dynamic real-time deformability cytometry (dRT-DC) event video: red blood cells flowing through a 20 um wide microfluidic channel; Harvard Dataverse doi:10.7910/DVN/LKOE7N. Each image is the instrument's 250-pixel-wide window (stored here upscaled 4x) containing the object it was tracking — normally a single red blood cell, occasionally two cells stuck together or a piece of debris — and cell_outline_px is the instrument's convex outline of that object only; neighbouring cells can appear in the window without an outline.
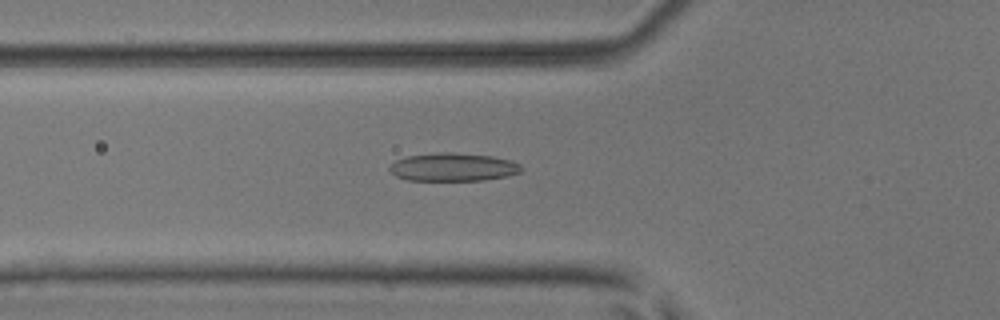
{"species": "common noctule bat (a hibernating species)", "species_latin": "Nyctalus noctula", "temperature_condition": "room temperature", "stored_images_in_passage": 48, "camera_frame_rate_fps": 3000, "um_per_image_px": 0.085, "animal": {"sex": "male", "body_mass_g": 17.9, "forearm_length_mm": 54.2}, "frame": {"image": 1, "passage_image": 16, "time_ms": 5.0, "image_size_px": [1000, 320], "cell_outline_px": [[524, 168], [520, 172], [508, 176], [484, 180], [408, 180], [396, 176], [388, 168], [396, 160], [408, 156], [440, 152], [452, 152], [492, 156], [512, 160], [520, 164]], "centroid_in_image_um": [38.56, 14.2], "position_along_channel_um": 87.2, "area_um2": 21.62}}
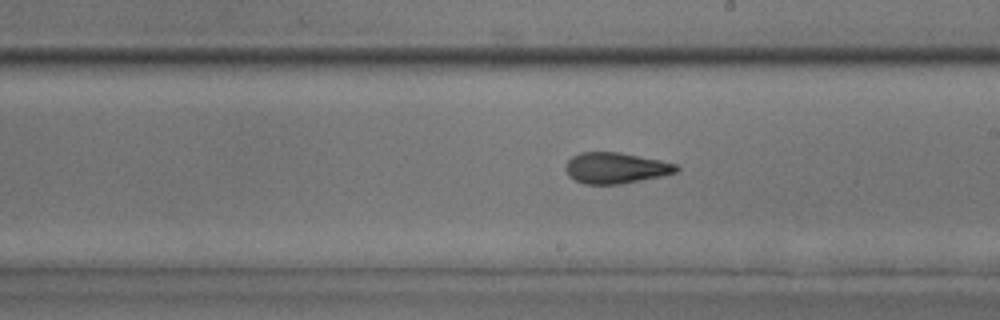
{"frame": {"image": 2, "passage_image": 27, "time_ms": 8.667, "image_size_px": [1000, 320], "cell_outline_px": [[680, 168], [676, 172], [660, 176], [620, 184], [584, 184], [568, 176], [564, 168], [564, 164], [572, 156], [580, 152], [620, 152], [660, 160], [676, 164]], "centroid_in_image_um": [52.29, 14.27], "position_along_channel_um": 236.7, "area_um2": 20.0}}
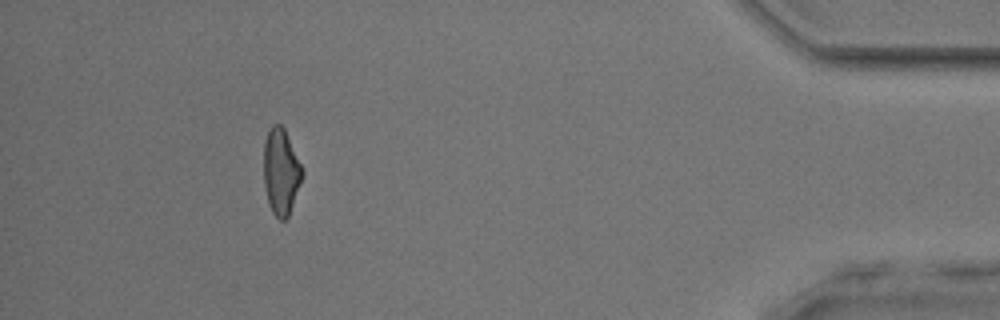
{"frame": {"image": 3, "passage_image": 44, "time_ms": 14.333, "image_size_px": [1000, 320], "cell_outline_px": [[304, 172], [288, 216], [284, 220], [280, 220], [272, 212], [268, 204], [264, 184], [264, 140], [272, 124], [280, 124], [284, 128], [304, 168]], "centroid_in_image_um": [23.88, 14.57], "position_along_channel_um": 411.3, "area_um2": 19.36}, "authors_computed_cell_mechanics": {"area_um2": 20.2589, "velocity_mm_per_s": 4.075, "shape_relaxation_time_tau1_ms": 3.1808, "shape_relaxation_time_tau2_ms": 1.9637, "deformation_change_tau1": 0.117, "deformation_change_tau2": 0.096}}